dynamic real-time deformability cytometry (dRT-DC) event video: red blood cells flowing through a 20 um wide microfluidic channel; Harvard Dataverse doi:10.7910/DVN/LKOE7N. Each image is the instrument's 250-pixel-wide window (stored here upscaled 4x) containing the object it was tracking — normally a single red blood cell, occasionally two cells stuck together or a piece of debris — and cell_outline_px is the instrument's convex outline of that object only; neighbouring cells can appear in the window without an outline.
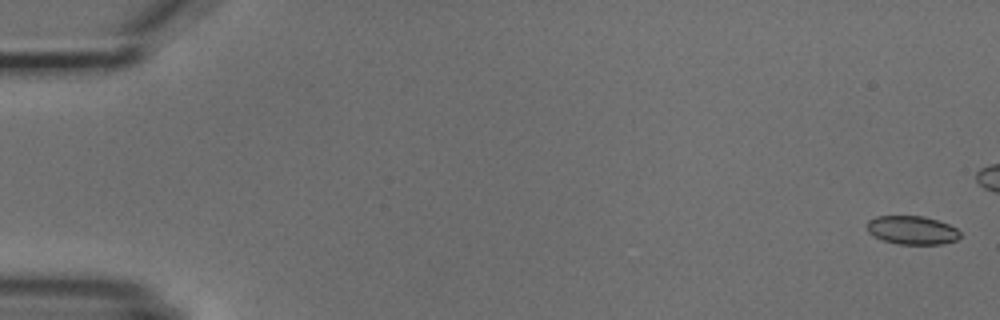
{"species": "common noctule bat (a hibernating species)", "species_latin": "Nyctalus noctula", "temperature_condition": "cold", "stored_images_in_passage": 7, "camera_frame_rate_fps": 3000, "um_per_image_px": 0.085, "animal": {"sex": "male", "body_mass_g": 18.8}, "frame": {"image": 1, "passage_image": 1, "time_ms": 0.0, "image_size_px": [1000, 320], "cell_outline_px": [[960, 236], [956, 240], [944, 244], [896, 244], [884, 240], [868, 232], [868, 220], [876, 216], [924, 216], [948, 224], [956, 228], [960, 232]], "centroid_in_image_um": [77.54, 19.56], "position_along_channel_um": 7.5, "area_um2": 15.37}}
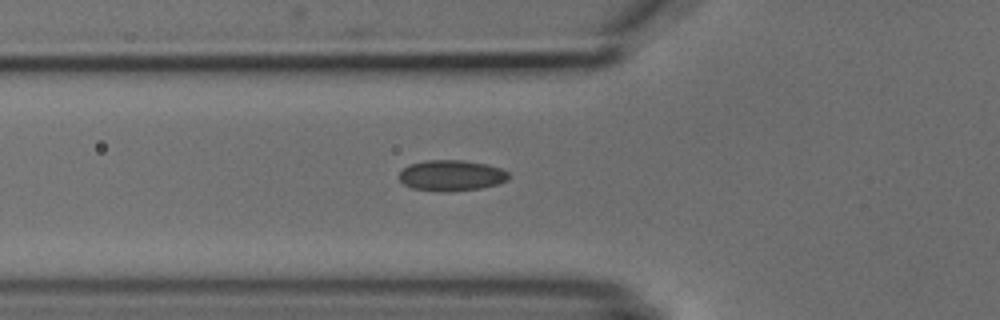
{"frame": {"image": 2, "passage_image": 7, "time_ms": 7.667, "image_size_px": [1000, 320], "cell_outline_px": [[508, 180], [496, 184], [480, 188], [448, 192], [440, 192], [412, 188], [404, 184], [400, 180], [400, 172], [408, 164], [424, 160], [464, 160], [488, 164], [500, 168], [508, 172]], "centroid_in_image_um": [38.35, 14.91], "position_along_channel_um": 87.4, "area_um2": 19.77}}